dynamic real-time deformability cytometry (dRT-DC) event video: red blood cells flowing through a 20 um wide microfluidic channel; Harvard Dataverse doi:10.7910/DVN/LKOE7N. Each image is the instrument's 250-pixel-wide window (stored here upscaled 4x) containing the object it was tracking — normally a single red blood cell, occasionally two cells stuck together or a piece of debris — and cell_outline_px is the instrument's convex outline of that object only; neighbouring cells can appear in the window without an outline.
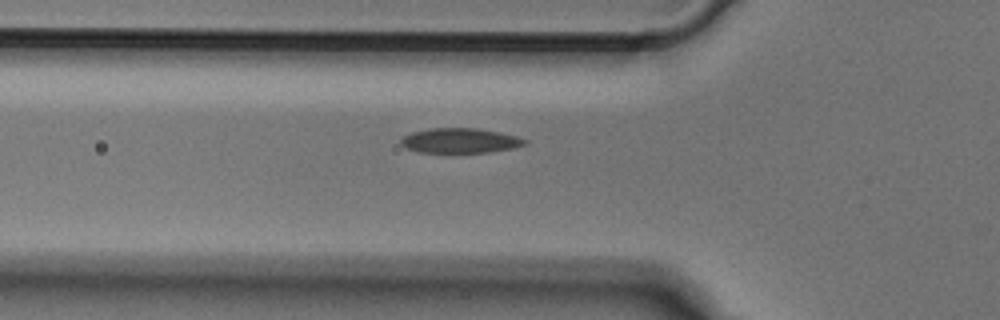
{"species": "Egyptian fruit bat (a non-hibernating species)", "species_latin": "Rousettus aegyptiacus", "temperature_condition": "cold", "stored_images_in_passage": 36, "camera_frame_rate_fps": 3000, "um_per_image_px": 0.085, "animal": {"sex": "male"}, "frame": {"image": 1, "passage_image": 6, "time_ms": 1.667, "image_size_px": [1000, 320], "cell_outline_px": [[528, 144], [516, 148], [488, 152], [416, 152], [404, 148], [400, 144], [400, 140], [404, 136], [412, 132], [432, 128], [476, 128], [500, 132], [516, 136], [528, 140]], "centroid_in_image_um": [39.12, 11.96], "position_along_channel_um": 86.7, "area_um2": 18.09}}
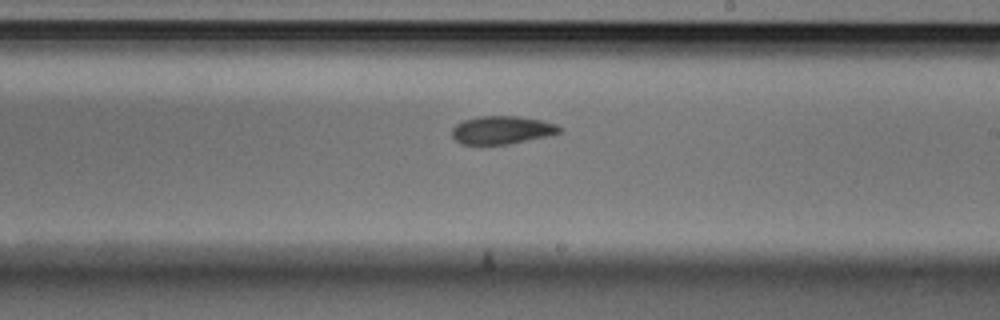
{"frame": {"image": 2, "passage_image": 18, "time_ms": 5.667, "image_size_px": [1000, 320], "cell_outline_px": [[560, 132], [544, 136], [508, 144], [460, 144], [452, 136], [452, 128], [456, 124], [464, 120], [480, 116], [516, 116], [540, 120], [556, 124], [560, 128]], "centroid_in_image_um": [42.6, 11.05], "position_along_channel_um": 246.4, "area_um2": 17.22}}
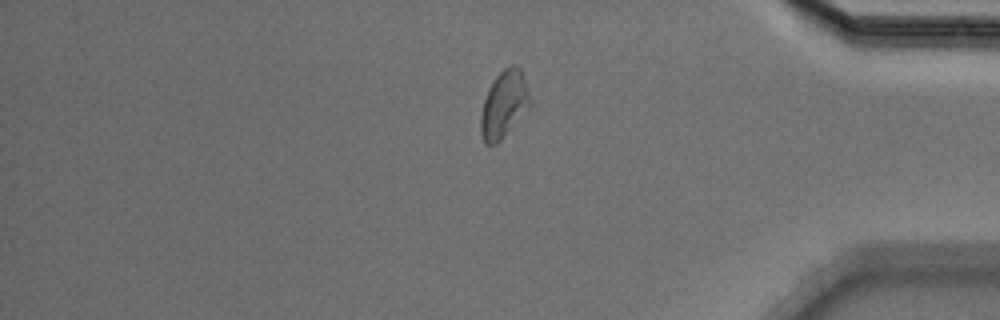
{"frame": {"image": 3, "passage_image": 31, "time_ms": 10.0, "image_size_px": [1000, 320], "cell_outline_px": [[532, 104], [500, 140], [496, 144], [484, 144], [480, 132], [480, 116], [484, 100], [496, 76], [504, 68], [512, 64], [516, 64], [520, 68], [532, 100]], "centroid_in_image_um": [42.84, 8.87], "position_along_channel_um": 392.4, "area_um2": 19.02}}